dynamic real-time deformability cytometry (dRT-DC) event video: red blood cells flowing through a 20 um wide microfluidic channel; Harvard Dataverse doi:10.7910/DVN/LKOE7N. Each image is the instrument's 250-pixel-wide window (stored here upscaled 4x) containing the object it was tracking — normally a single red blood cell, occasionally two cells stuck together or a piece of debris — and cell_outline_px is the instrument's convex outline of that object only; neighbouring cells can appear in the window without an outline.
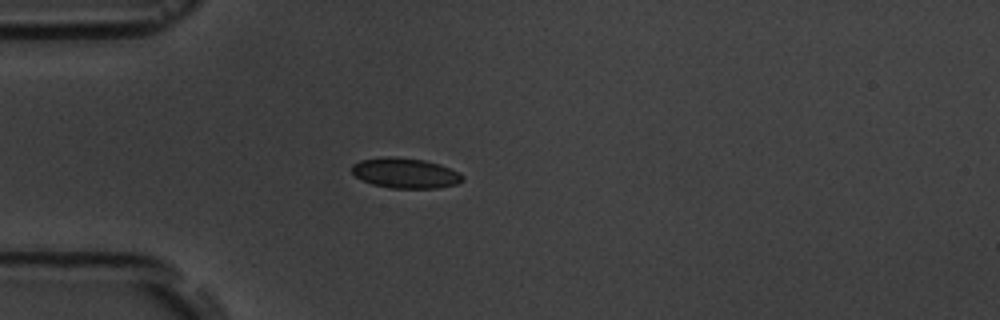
{"species": "common noctule bat (a hibernating species)", "species_latin": "Nyctalus noctula", "temperature_condition": "room temperature", "stored_images_in_passage": 5, "camera_frame_rate_fps": 3000, "um_per_image_px": 0.085, "animal": {"sex": "male", "body_mass_g": 19.5, "forearm_length_mm": 54.6}, "frame": {"image": 1, "passage_image": 5, "time_ms": 5.667, "image_size_px": [1000, 320], "cell_outline_px": [[464, 180], [456, 184], [436, 188], [388, 188], [372, 184], [356, 176], [352, 172], [352, 164], [360, 160], [384, 156], [392, 156], [424, 160], [440, 164], [460, 172], [464, 176]], "centroid_in_image_um": [34.46, 14.7], "position_along_channel_um": 50.5, "area_um2": 19.59}}